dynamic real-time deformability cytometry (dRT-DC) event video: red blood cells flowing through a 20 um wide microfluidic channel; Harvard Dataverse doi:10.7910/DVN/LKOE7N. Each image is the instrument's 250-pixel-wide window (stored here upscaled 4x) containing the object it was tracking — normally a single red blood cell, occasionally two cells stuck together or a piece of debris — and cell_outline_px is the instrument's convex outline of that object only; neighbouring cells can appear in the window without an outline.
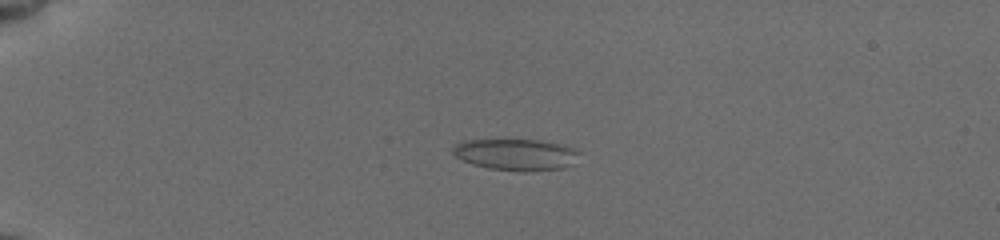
{"species": "common noctule bat (a hibernating species)", "species_latin": "Nyctalus noctula", "temperature_condition": "cold", "stored_images_in_passage": 67, "camera_frame_rate_fps": 3000, "um_per_image_px": 0.085, "animal": {"sex": "female", "body_mass_g": 19.5, "forearm_length_mm": 54.1}, "frame": {"image": 1, "passage_image": 3, "time_ms": 1.0, "image_size_px": [1000, 240], "cell_outline_px": [[580, 152], [564, 168], [488, 168], [472, 164], [456, 156], [452, 152], [452, 148], [456, 144], [464, 140], [536, 140], [564, 144]], "centroid_in_image_um": [43.77, 13.07], "position_along_channel_um": 41.2, "area_um2": 21.79}}
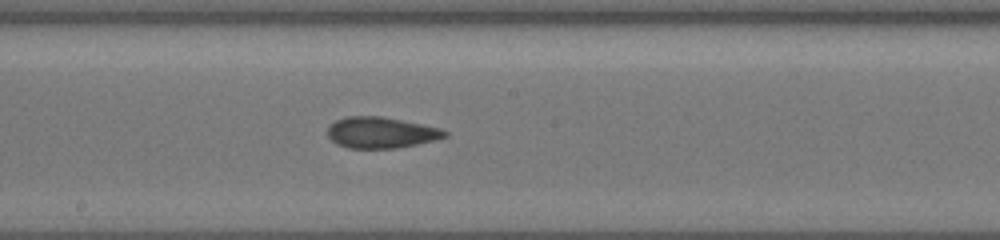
{"frame": {"image": 2, "passage_image": 33, "time_ms": 7.0, "image_size_px": [1000, 240], "cell_outline_px": [[448, 136], [416, 144], [396, 148], [348, 148], [336, 144], [328, 136], [328, 128], [336, 120], [348, 116], [380, 116], [440, 128], [448, 132]], "centroid_in_image_um": [32.36, 11.27], "position_along_channel_um": 215.8, "area_um2": 20.92}}
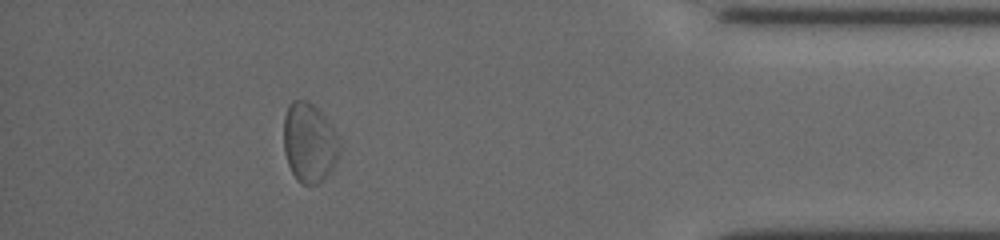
{"frame": {"image": 3, "passage_image": 58, "time_ms": 13.0, "image_size_px": [1000, 240], "cell_outline_px": [[340, 152], [332, 168], [316, 184], [300, 184], [296, 180], [288, 164], [284, 152], [284, 116], [288, 104], [292, 100], [308, 100], [324, 116], [332, 128], [340, 144]], "centroid_in_image_um": [26.25, 12.11], "position_along_channel_um": 408.9, "area_um2": 25.55}, "authors_computed_cell_mechanics": {"area_um2": 21.4438, "velocity_mm_per_s": 3.8052, "shape_relaxation_time_tau1_ms": 3.1466, "shape_relaxation_time_tau2_ms": 2.375, "deformation_change_tau1": 0.0655, "deformation_change_tau2": 0.0967}}